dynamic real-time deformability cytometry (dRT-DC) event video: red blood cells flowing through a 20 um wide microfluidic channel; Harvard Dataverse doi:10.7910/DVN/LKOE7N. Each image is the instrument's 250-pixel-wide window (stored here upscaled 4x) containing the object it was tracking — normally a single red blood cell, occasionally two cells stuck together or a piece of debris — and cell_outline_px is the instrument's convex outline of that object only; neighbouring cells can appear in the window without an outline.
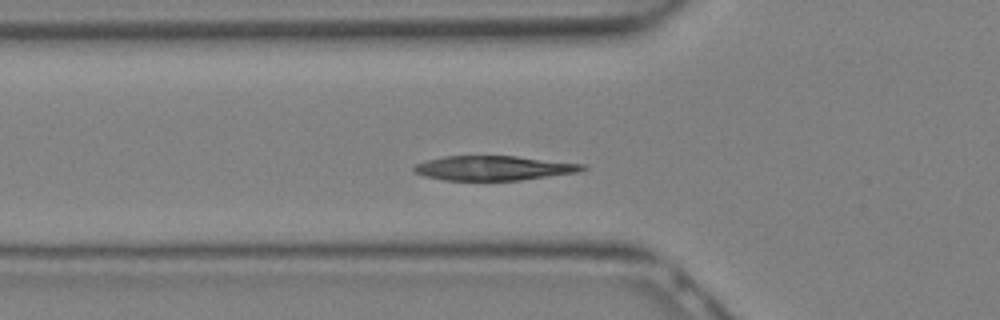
{"species": "Egyptian fruit bat (a non-hibernating species)", "species_latin": "Rousettus aegyptiacus", "temperature_condition": "warm", "stored_images_in_passage": 16, "camera_frame_rate_fps": 3000, "um_per_image_px": 0.085, "animal": {"sex": "female"}, "frame": {"image": 1, "passage_image": 10, "time_ms": 3.0, "image_size_px": [1000, 320], "cell_outline_px": [[588, 168], [576, 172], [520, 180], [444, 180], [424, 176], [412, 172], [412, 168], [416, 164], [428, 160], [444, 156], [516, 156], [584, 164]], "centroid_in_image_um": [41.91, 14.28], "position_along_channel_um": 83.9, "area_um2": 23.93}}
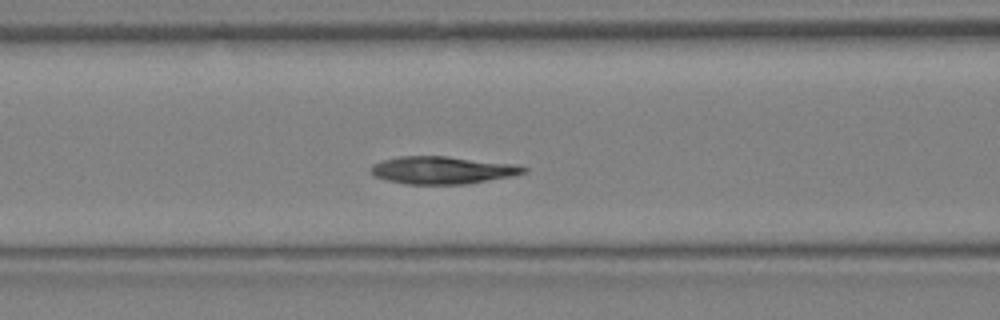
{"frame": {"image": 2, "passage_image": 12, "time_ms": 3.667, "image_size_px": [1000, 320], "cell_outline_px": [[528, 172], [512, 176], [468, 184], [408, 184], [388, 180], [376, 176], [372, 172], [372, 164], [384, 160], [400, 156], [448, 156], [512, 164], [528, 168]], "centroid_in_image_um": [37.64, 14.46], "position_along_channel_um": 129.0, "area_um2": 24.28}}
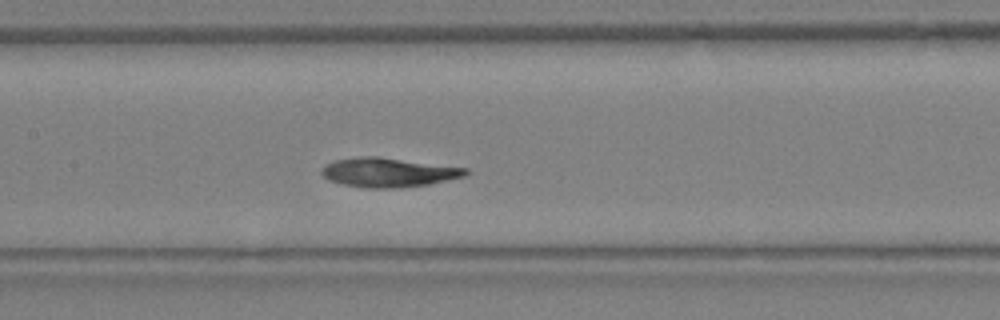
{"frame": {"image": 3, "passage_image": 14, "time_ms": 4.333, "image_size_px": [1000, 320], "cell_outline_px": [[468, 172], [464, 176], [428, 184], [396, 188], [364, 188], [344, 184], [328, 180], [320, 172], [324, 164], [336, 160], [360, 156], [376, 156], [468, 168]], "centroid_in_image_um": [32.97, 14.65], "position_along_channel_um": 174.4, "area_um2": 24.39}}